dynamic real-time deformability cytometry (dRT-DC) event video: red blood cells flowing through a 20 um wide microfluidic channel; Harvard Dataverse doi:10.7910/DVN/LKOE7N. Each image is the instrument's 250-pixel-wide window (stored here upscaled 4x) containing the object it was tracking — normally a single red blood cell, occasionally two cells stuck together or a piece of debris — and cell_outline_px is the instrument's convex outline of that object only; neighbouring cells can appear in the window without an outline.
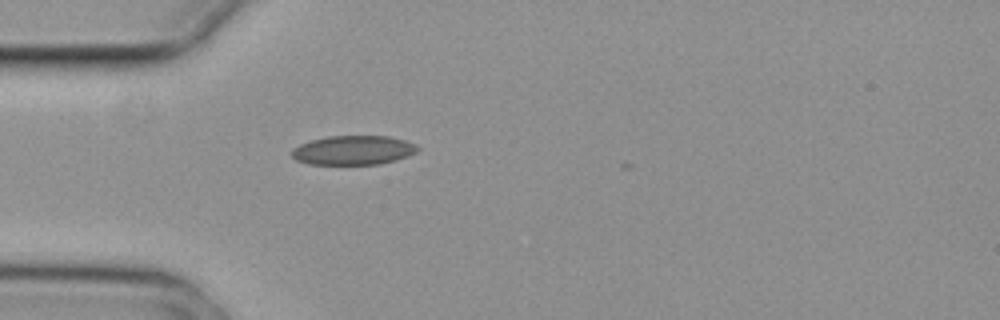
{"species": "common noctule bat (a hibernating species)", "species_latin": "Nyctalus noctula", "temperature_condition": "cold", "stored_images_in_passage": 1, "camera_frame_rate_fps": 3000, "um_per_image_px": 0.085, "animal": {"sex": "female", "body_mass_g": 29.2, "forearm_length_mm": 56.3}, "frame": {"image": 1, "passage_image": 1, "time_ms": 0.0, "image_size_px": [1000, 320], "cell_outline_px": [[420, 148], [416, 152], [408, 156], [396, 160], [380, 164], [308, 164], [296, 160], [292, 156], [292, 148], [300, 144], [312, 140], [328, 136], [388, 136], [404, 140], [416, 144]], "centroid_in_image_um": [30.04, 12.77], "position_along_channel_um": 55.0, "area_um2": 21.44}}